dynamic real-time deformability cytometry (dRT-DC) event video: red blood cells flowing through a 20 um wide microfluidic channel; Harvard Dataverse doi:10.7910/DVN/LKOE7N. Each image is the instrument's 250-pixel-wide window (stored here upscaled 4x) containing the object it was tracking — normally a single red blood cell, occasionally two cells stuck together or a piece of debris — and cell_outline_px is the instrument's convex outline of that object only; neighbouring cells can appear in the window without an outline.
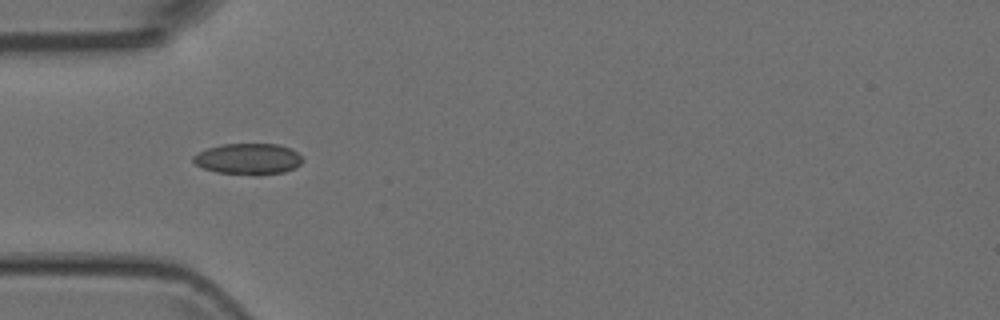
{"species": "Egyptian fruit bat (a non-hibernating species)", "species_latin": "Rousettus aegyptiacus", "temperature_condition": "room temperature", "stored_images_in_passage": 4, "camera_frame_rate_fps": 3000, "um_per_image_px": 0.085, "animal": {"sex": "female"}, "frame": {"image": 1, "passage_image": 4, "time_ms": 1.0, "image_size_px": [1000, 320], "cell_outline_px": [[304, 160], [300, 164], [284, 172], [256, 176], [252, 176], [216, 172], [204, 168], [196, 164], [192, 160], [192, 156], [196, 152], [220, 144], [280, 144], [292, 148]], "centroid_in_image_um": [21.08, 13.51], "position_along_channel_um": 63.9, "area_um2": 20.11}}